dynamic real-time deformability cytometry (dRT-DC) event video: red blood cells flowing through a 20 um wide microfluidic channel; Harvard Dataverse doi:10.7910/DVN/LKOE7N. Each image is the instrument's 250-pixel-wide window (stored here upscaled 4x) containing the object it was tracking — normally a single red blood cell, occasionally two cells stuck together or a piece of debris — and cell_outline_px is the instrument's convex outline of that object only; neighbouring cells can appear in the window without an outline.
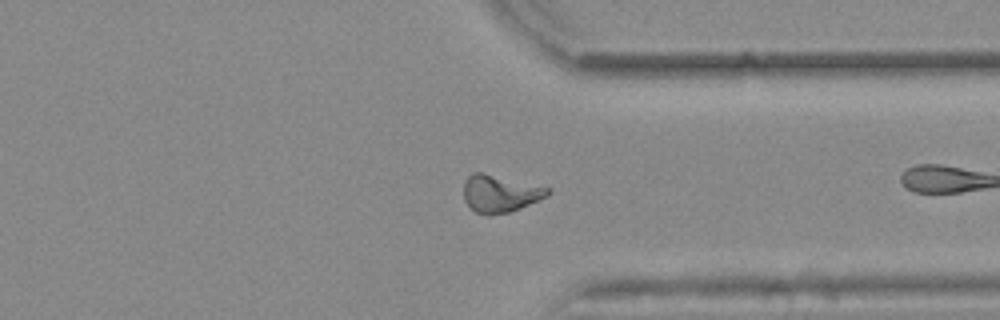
{"species": "common noctule bat (a hibernating species)", "species_latin": "Nyctalus noctula", "temperature_condition": "warm", "stored_images_in_passage": 41, "camera_frame_rate_fps": 3000, "um_per_image_px": 0.085, "animal": {"sex": "female", "body_mass_g": 25.1}, "frame": {"image": 1, "passage_image": 35, "time_ms": 11.333, "image_size_px": [1000, 320], "cell_outline_px": [[552, 192], [520, 208], [508, 212], [488, 216], [476, 212], [464, 200], [464, 180], [472, 172], [480, 172], [552, 188]], "centroid_in_image_um": [42.47, 16.45], "position_along_channel_um": 368.9, "area_um2": 18.03}, "authors_computed_cell_mechanics": {"area_um2": 17.918, "velocity_mm_per_s": 3.8966, "shape_relaxation_time_tau1_ms": null, "shape_relaxation_time_tau2_ms": 1.9982, "deformation_change_tau1": null, "deformation_change_tau2": 0.0717}}